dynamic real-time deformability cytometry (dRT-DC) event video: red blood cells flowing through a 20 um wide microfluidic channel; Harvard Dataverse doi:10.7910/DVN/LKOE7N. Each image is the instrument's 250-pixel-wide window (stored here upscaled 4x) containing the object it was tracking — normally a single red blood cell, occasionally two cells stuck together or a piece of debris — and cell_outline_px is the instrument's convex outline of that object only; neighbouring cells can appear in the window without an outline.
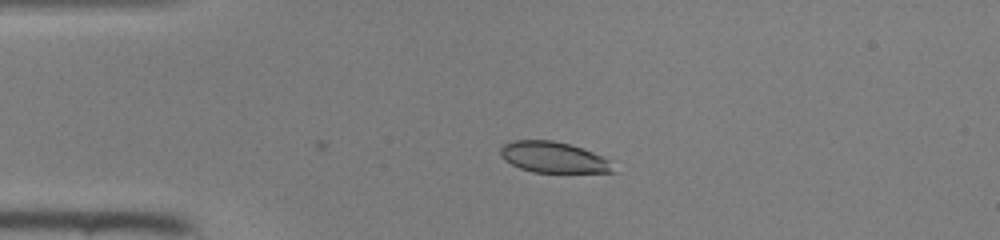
{"species": "common noctule bat (a hibernating species)", "species_latin": "Nyctalus noctula", "temperature_condition": "room temperature", "stored_images_in_passage": 4, "camera_frame_rate_fps": 3000, "um_per_image_px": 0.085, "animal": {"sex": "female", "body_mass_g": 22.0, "forearm_length_mm": 56.7}, "frame": {"image": 1, "passage_image": 4, "time_ms": 1.0, "image_size_px": [1000, 240], "cell_outline_px": [[616, 172], [532, 172], [520, 168], [504, 160], [500, 156], [500, 148], [504, 144], [512, 140], [552, 140], [568, 144], [592, 152], [608, 160]], "centroid_in_image_um": [46.98, 13.37], "position_along_channel_um": 38.0, "area_um2": 20.06}}